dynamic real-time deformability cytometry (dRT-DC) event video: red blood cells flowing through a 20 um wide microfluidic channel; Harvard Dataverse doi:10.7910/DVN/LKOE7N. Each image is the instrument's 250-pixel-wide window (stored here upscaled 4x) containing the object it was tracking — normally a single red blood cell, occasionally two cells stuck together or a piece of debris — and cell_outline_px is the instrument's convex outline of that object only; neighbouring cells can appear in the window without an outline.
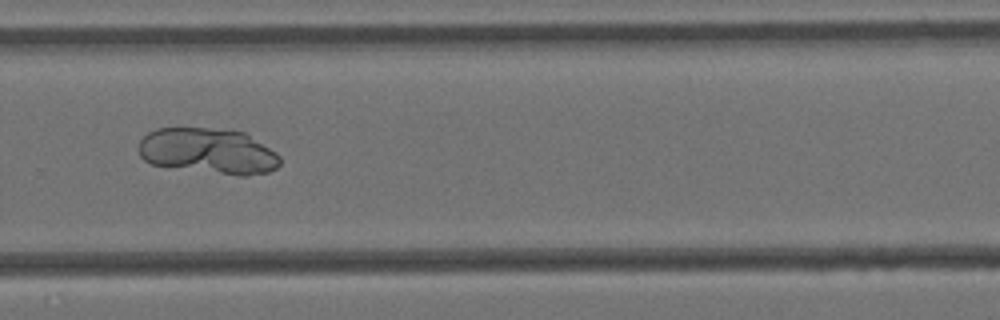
{"species": "Egyptian fruit bat (a non-hibernating species)", "species_latin": "Rousettus aegyptiacus", "temperature_condition": "cold", "stored_images_in_passage": 15, "camera_frame_rate_fps": 3000, "um_per_image_px": 0.085, "animal": {"sex": "female"}, "frame": {"image": 1, "passage_image": 11, "time_ms": 3.333, "image_size_px": [1000, 320], "cell_outline_px": [[280, 164], [276, 168], [268, 172], [248, 176], [240, 176], [152, 164], [144, 160], [140, 156], [136, 148], [140, 140], [148, 132], [156, 128], [208, 128], [244, 132], [276, 152], [280, 156]], "centroid_in_image_um": [17.68, 12.84], "position_along_channel_um": 312.1, "area_um2": 37.63}}